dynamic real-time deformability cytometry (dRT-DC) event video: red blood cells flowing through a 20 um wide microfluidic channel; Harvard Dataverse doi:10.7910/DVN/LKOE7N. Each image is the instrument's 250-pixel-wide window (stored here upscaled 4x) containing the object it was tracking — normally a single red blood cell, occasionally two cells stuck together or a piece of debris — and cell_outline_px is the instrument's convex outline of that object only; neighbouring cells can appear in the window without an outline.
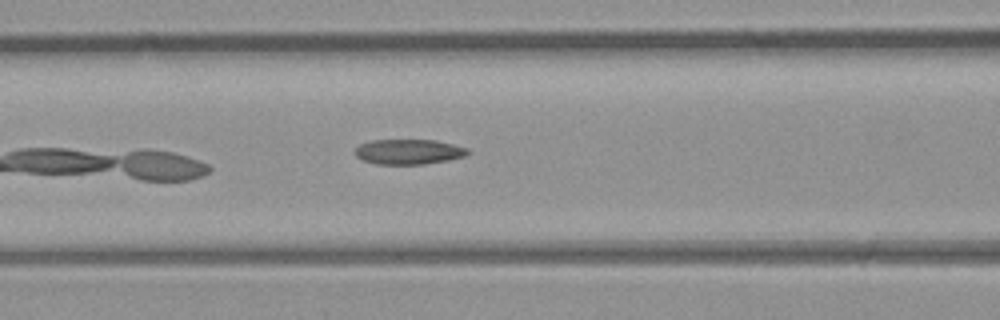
{"species": "common noctule bat (a hibernating species)", "species_latin": "Nyctalus noctula", "temperature_condition": "room temperature", "stored_images_in_passage": 6, "camera_frame_rate_fps": 3000, "um_per_image_px": 0.085, "animal": {"sex": "male", "body_mass_g": 23.1, "forearm_length_mm": 52.7}, "frame": {"image": 1, "passage_image": 6, "time_ms": 1.667, "image_size_px": [1000, 320], "cell_outline_px": [[472, 152], [464, 156], [448, 160], [424, 164], [376, 164], [364, 160], [356, 156], [356, 148], [360, 144], [372, 140], [436, 140], [468, 148]], "centroid_in_image_um": [34.77, 12.9], "position_along_channel_um": 131.8, "area_um2": 16.42}}